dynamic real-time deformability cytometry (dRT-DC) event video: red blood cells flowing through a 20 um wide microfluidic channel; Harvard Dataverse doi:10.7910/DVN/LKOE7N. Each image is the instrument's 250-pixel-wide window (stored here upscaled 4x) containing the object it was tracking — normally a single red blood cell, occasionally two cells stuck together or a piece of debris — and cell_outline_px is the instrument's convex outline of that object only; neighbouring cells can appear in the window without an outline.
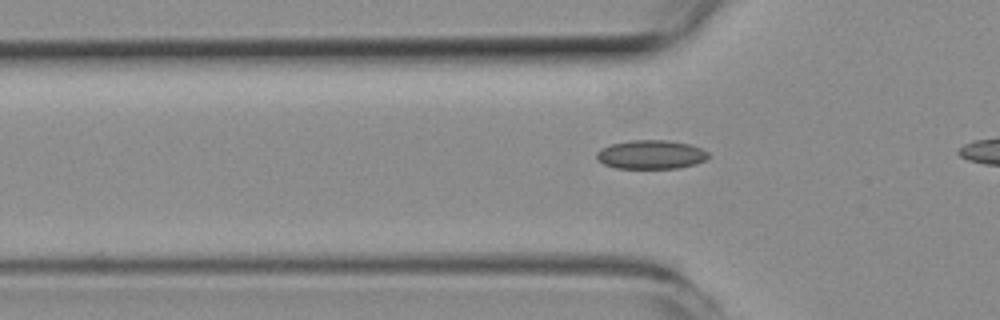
{"species": "common noctule bat (a hibernating species)", "species_latin": "Nyctalus noctula", "temperature_condition": "room temperature", "stored_images_in_passage": 15, "camera_frame_rate_fps": 3000, "um_per_image_px": 0.085, "animal": {"sex": "female", "body_mass_g": 19.3, "forearm_length_mm": 54.1}, "frame": {"image": 1, "passage_image": 9, "time_ms": 2.667, "image_size_px": [1000, 320], "cell_outline_px": [[708, 160], [696, 164], [680, 168], [616, 168], [604, 164], [596, 156], [596, 152], [600, 148], [612, 144], [632, 140], [668, 140], [688, 144], [700, 148], [708, 152]], "centroid_in_image_um": [55.35, 13.14], "position_along_channel_um": 70.4, "area_um2": 18.79}}
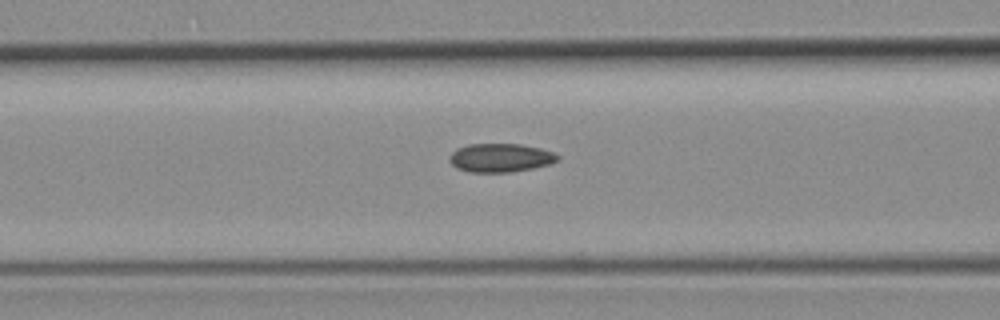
{"frame": {"image": 2, "passage_image": 13, "time_ms": 4.0, "image_size_px": [1000, 320], "cell_outline_px": [[560, 156], [556, 160], [548, 164], [532, 168], [512, 172], [468, 172], [456, 168], [448, 160], [452, 152], [456, 148], [468, 144], [520, 144], [540, 148], [552, 152]], "centroid_in_image_um": [42.48, 13.41], "position_along_channel_um": 124.1, "area_um2": 17.98}}